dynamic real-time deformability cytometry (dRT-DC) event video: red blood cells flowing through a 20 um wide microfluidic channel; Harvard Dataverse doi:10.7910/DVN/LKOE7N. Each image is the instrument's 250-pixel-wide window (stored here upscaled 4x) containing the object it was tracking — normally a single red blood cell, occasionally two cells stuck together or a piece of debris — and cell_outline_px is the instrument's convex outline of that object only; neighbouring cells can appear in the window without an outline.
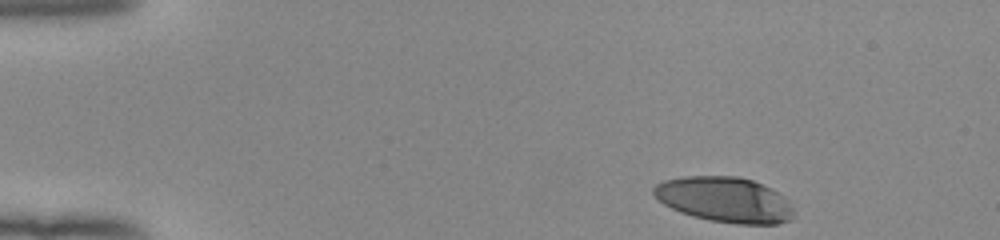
{"species": "human", "species_latin": "Homo sapiens", "temperature_condition": "room temperature", "stored_images_in_passage": 39, "camera_frame_rate_fps": 3000, "um_per_image_px": 0.085, "donor": {"sex": "female"}, "frame": {"image": 1, "passage_image": 1, "time_ms": 0.0, "image_size_px": [1000, 240], "cell_outline_px": [[792, 220], [780, 224], [736, 224], [708, 220], [692, 216], [680, 212], [664, 204], [652, 192], [652, 188], [656, 184], [664, 180], [684, 176], [736, 176], [752, 180], [772, 188], [784, 196], [788, 200], [792, 208]], "centroid_in_image_um": [61.61, 16.97], "position_along_channel_um": 23.4, "area_um2": 37.17}}
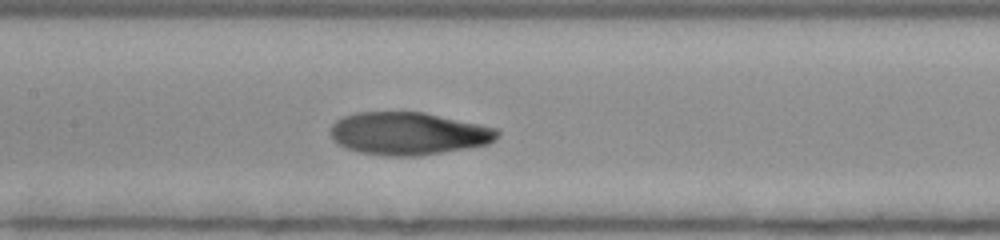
{"frame": {"image": 2, "passage_image": 20, "time_ms": 6.333, "image_size_px": [1000, 240], "cell_outline_px": [[500, 136], [496, 140], [488, 144], [468, 148], [416, 156], [388, 156], [360, 152], [348, 148], [340, 144], [332, 136], [332, 124], [336, 120], [344, 116], [356, 112], [424, 112], [500, 128]], "centroid_in_image_um": [34.8, 11.34], "position_along_channel_um": 172.6, "area_um2": 41.5}}
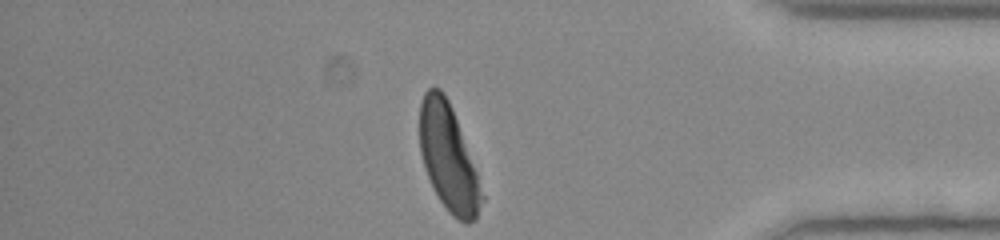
{"frame": {"image": 3, "passage_image": 39, "time_ms": 12.667, "image_size_px": [1000, 240], "cell_outline_px": [[484, 200], [476, 220], [468, 224], [464, 224], [452, 216], [448, 212], [432, 188], [424, 168], [420, 152], [420, 104], [424, 92], [432, 84], [440, 88], [444, 92], [452, 108], [476, 172], [484, 196]], "centroid_in_image_um": [38.1, 13.44], "position_along_channel_um": 397.1, "area_um2": 38.55}, "authors_computed_cell_mechanics": {"area_um2": 41.2692, "velocity_mm_per_s": 3.943, "shape_relaxation_time_tau1_ms": 4.3315, "shape_relaxation_time_tau2_ms": 1.5987, "deformation_change_tau1": 0.2354, "deformation_change_tau2": 0.0448}}